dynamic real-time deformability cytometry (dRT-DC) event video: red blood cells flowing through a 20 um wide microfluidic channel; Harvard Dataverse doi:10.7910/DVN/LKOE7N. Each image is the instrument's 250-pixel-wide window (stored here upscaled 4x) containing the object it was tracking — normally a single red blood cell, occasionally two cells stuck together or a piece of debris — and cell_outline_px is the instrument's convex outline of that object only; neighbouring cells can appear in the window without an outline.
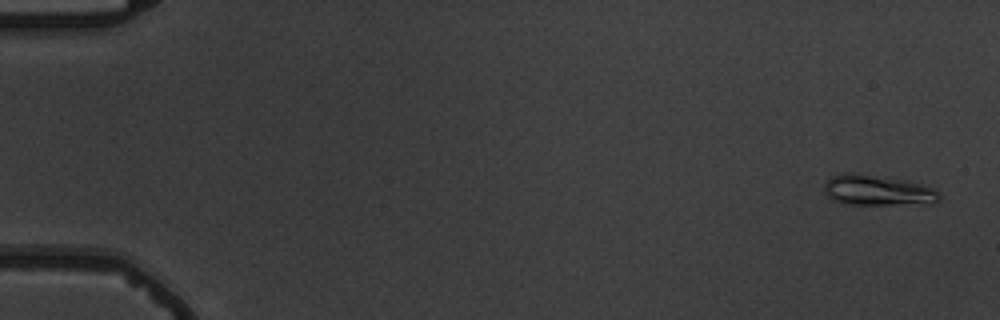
{"species": "common noctule bat (a hibernating species)", "species_latin": "Nyctalus noctula", "temperature_condition": "warm", "stored_images_in_passage": 5, "camera_frame_rate_fps": 3000, "um_per_image_px": 0.085, "animal": {"sex": "male", "body_mass_g": 19.5, "forearm_length_mm": 54.6}, "frame": {"image": 1, "passage_image": 1, "time_ms": 0.0, "image_size_px": [1000, 320], "cell_outline_px": [[940, 200], [932, 204], [844, 204], [832, 200], [824, 192], [824, 184], [832, 176], [844, 172], [852, 172], [900, 180], [920, 184], [932, 188], [940, 196]], "centroid_in_image_um": [74.55, 16.19], "position_along_channel_um": 10.5, "area_um2": 20.23}}